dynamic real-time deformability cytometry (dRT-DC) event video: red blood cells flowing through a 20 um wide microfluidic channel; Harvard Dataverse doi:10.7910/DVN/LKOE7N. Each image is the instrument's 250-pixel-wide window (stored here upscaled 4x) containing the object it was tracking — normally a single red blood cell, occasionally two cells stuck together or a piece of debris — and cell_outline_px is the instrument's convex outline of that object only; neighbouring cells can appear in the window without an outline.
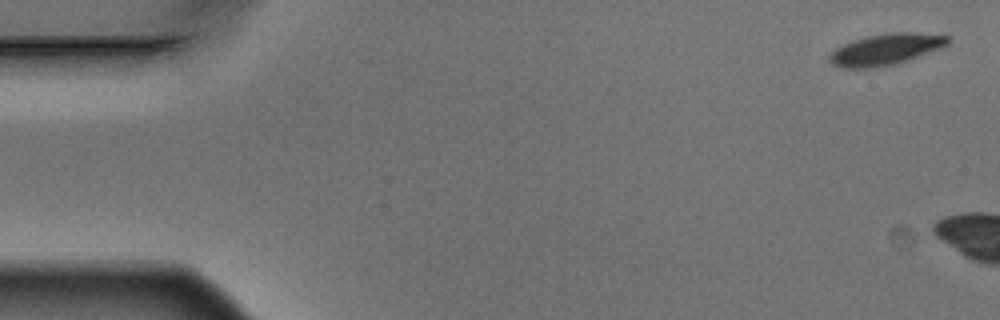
{"species": "Egyptian fruit bat (a non-hibernating species)", "species_latin": "Rousettus aegyptiacus", "temperature_condition": "warm", "stored_images_in_passage": 3, "camera_frame_rate_fps": 3000, "um_per_image_px": 0.085, "animal": {"sex": "male"}, "frame": {"image": 1, "passage_image": 1, "time_ms": 0.0, "image_size_px": [1000, 320], "cell_outline_px": [[952, 40], [944, 48], [896, 64], [876, 68], [844, 68], [832, 64], [828, 60], [828, 56], [836, 48], [852, 40], [868, 36], [888, 32], [916, 32], [952, 36]], "centroid_in_image_um": [75.36, 4.19], "position_along_channel_um": 9.6, "area_um2": 22.02}}